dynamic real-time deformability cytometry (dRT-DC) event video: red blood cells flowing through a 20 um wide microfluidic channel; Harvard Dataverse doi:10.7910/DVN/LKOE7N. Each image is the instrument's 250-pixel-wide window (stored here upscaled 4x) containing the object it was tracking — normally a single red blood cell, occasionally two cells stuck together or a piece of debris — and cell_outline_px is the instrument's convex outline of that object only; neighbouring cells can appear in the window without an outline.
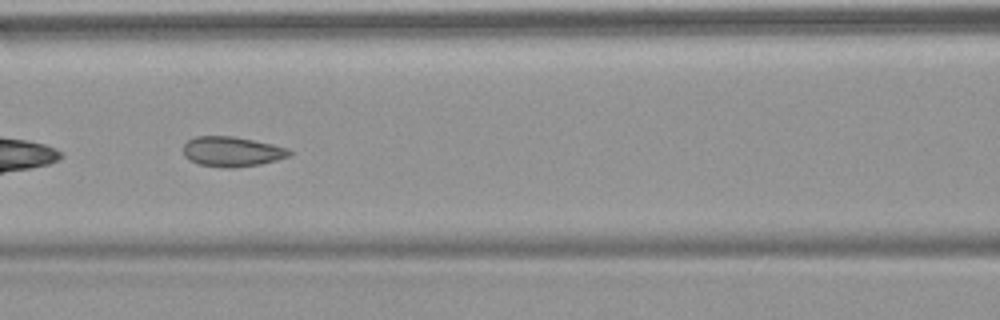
{"species": "common noctule bat (a hibernating species)", "species_latin": "Nyctalus noctula", "temperature_condition": "warm", "stored_images_in_passage": 8, "camera_frame_rate_fps": 3000, "um_per_image_px": 0.085, "animal": {"sex": "female", "body_mass_g": 18.4}, "frame": {"image": 1, "passage_image": 7, "time_ms": 7.0, "image_size_px": [1000, 320], "cell_outline_px": [[296, 152], [288, 156], [276, 160], [260, 164], [232, 168], [224, 168], [200, 164], [188, 160], [184, 156], [184, 144], [188, 140], [196, 136], [236, 136], [272, 144], [288, 148]], "centroid_in_image_um": [19.73, 12.88], "position_along_channel_um": 146.9, "area_um2": 18.67}}
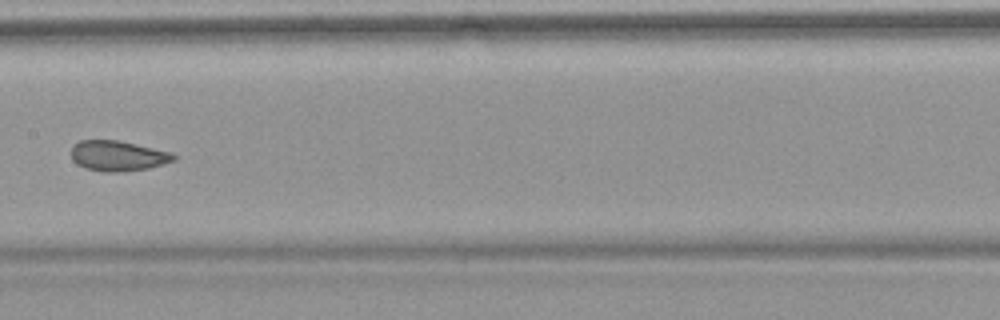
{"frame": {"image": 2, "passage_image": 8, "time_ms": 8.333, "image_size_px": [1000, 320], "cell_outline_px": [[180, 156], [176, 160], [148, 168], [116, 172], [104, 172], [84, 168], [76, 164], [72, 160], [72, 148], [80, 140], [120, 140], [172, 152]], "centroid_in_image_um": [10.06, 13.24], "position_along_channel_um": 197.3, "area_um2": 18.26}}